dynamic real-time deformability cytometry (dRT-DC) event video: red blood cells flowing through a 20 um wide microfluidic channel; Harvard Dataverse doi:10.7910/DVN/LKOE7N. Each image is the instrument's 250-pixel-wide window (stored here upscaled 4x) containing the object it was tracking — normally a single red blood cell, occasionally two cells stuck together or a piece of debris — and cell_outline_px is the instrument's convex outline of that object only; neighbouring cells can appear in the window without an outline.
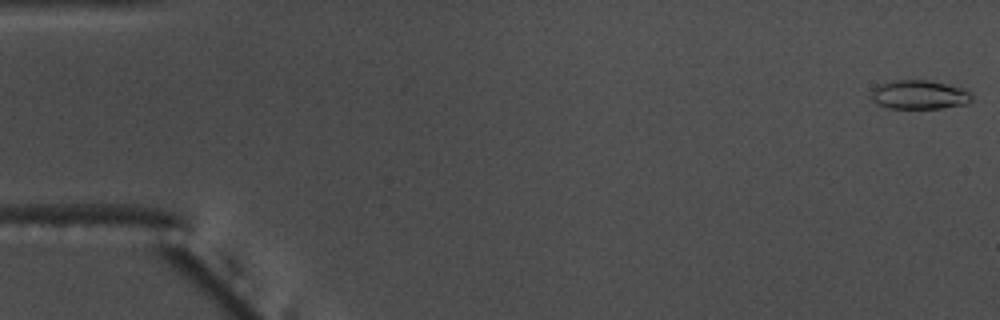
{"species": "common noctule bat (a hibernating species)", "species_latin": "Nyctalus noctula", "temperature_condition": "warm", "stored_images_in_passage": 55, "camera_frame_rate_fps": 3000, "um_per_image_px": 0.085, "animal": {"sex": "male", "body_mass_g": 17.5, "forearm_length_mm": 52.3}, "frame": {"image": 1, "passage_image": 1, "time_ms": 0.0, "image_size_px": [1000, 320], "cell_outline_px": [[972, 100], [964, 104], [940, 108], [888, 108], [876, 104], [872, 100], [872, 88], [880, 84], [892, 80], [928, 80], [960, 88], [972, 92]], "centroid_in_image_um": [78.1, 8.05], "position_along_channel_um": 6.9, "area_um2": 16.88}}
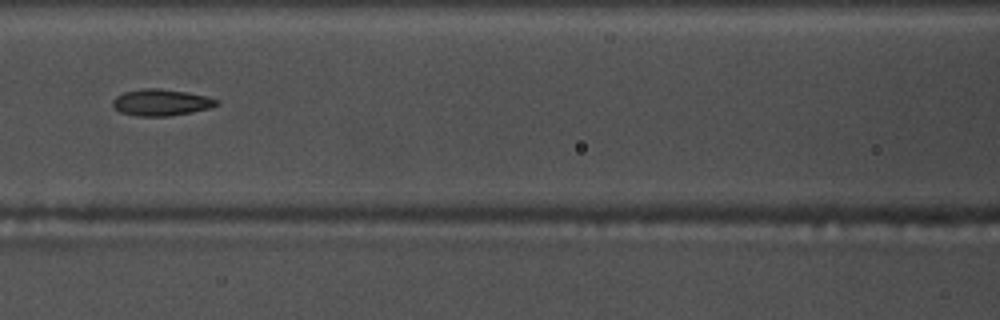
{"frame": {"image": 2, "passage_image": 25, "time_ms": 8.0, "image_size_px": [1000, 320], "cell_outline_px": [[220, 104], [208, 108], [192, 112], [168, 116], [136, 116], [120, 112], [112, 104], [112, 100], [116, 96], [124, 92], [144, 88], [160, 88], [184, 92], [204, 96], [220, 100]], "centroid_in_image_um": [13.68, 8.71], "position_along_channel_um": 152.9, "area_um2": 15.95}}
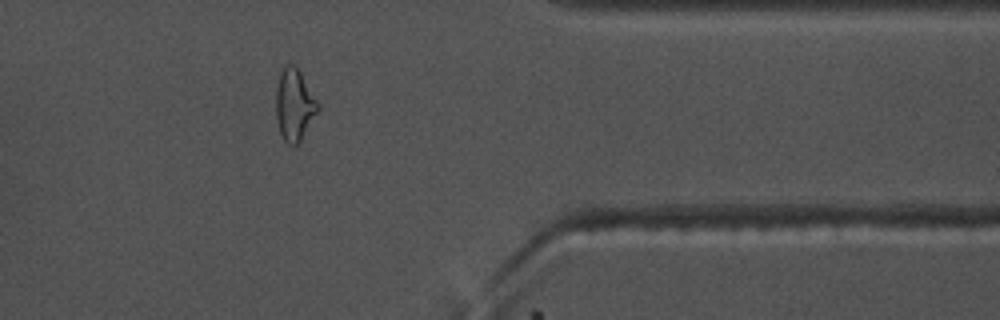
{"frame": {"image": 3, "passage_image": 45, "time_ms": 14.667, "image_size_px": [1000, 320], "cell_outline_px": [[320, 108], [300, 140], [296, 144], [288, 144], [284, 140], [280, 132], [276, 120], [276, 88], [280, 72], [284, 64], [292, 64], [300, 72], [320, 104]], "centroid_in_image_um": [25.01, 8.88], "position_along_channel_um": 386.4, "area_um2": 17.4}, "authors_computed_cell_mechanics": {"area_um2": 16.4152, "velocity_mm_per_s": 3.7402, "shape_relaxation_time_tau1_ms": 8.479, "shape_relaxation_time_tau2_ms": 1.5163, "deformation_change_tau1": 0.2063, "deformation_change_tau2": 0.0792}}